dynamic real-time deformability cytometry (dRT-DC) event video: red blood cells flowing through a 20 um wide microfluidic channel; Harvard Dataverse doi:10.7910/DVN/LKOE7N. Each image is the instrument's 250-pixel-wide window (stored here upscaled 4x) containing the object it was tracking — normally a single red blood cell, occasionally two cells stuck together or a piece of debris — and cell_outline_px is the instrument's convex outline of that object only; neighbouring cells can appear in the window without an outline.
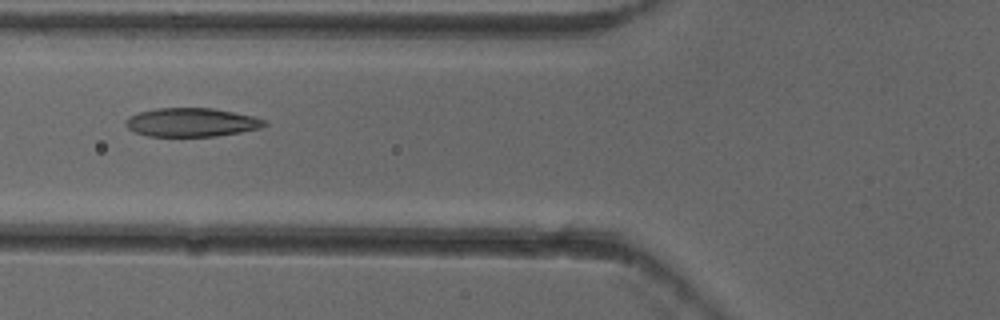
{"species": "common noctule bat (a hibernating species)", "species_latin": "Nyctalus noctula", "temperature_condition": "cold", "stored_images_in_passage": 5, "camera_frame_rate_fps": 3000, "um_per_image_px": 0.085, "animal": {"sex": "female"}, "frame": {"image": 1, "passage_image": 5, "time_ms": 1.333, "image_size_px": [1000, 320], "cell_outline_px": [[268, 124], [260, 128], [240, 132], [216, 136], [148, 136], [136, 132], [128, 128], [124, 124], [124, 120], [128, 116], [140, 112], [156, 108], [212, 108], [252, 116], [264, 120]], "centroid_in_image_um": [16.24, 10.4], "position_along_channel_um": 109.6, "area_um2": 23.06}}